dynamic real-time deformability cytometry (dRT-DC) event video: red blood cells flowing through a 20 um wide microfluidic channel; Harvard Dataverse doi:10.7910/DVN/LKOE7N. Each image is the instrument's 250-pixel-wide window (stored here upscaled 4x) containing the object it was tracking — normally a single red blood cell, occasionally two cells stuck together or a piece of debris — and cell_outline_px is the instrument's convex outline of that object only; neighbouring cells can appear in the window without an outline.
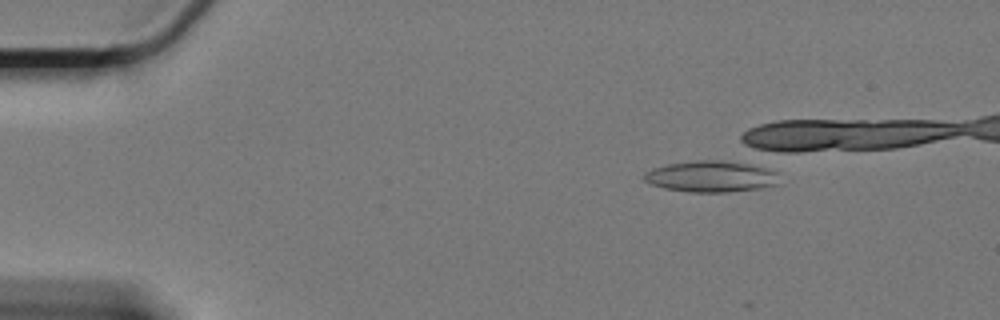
{"species": "Egyptian fruit bat (a non-hibernating species)", "species_latin": "Rousettus aegyptiacus", "temperature_condition": "cold", "stored_images_in_passage": 6, "camera_frame_rate_fps": 3000, "um_per_image_px": 0.085, "animal": {"sex": "female"}, "frame": {"image": 1, "passage_image": 6, "time_ms": 1.667, "image_size_px": [1000, 320], "cell_outline_px": [[776, 184], [764, 188], [728, 192], [688, 192], [664, 188], [652, 184], [644, 180], [644, 172], [652, 168], [668, 164], [696, 160], [720, 160], [760, 164], [776, 172]], "centroid_in_image_um": [60.46, 14.99], "position_along_channel_um": 24.5, "area_um2": 24.85}}